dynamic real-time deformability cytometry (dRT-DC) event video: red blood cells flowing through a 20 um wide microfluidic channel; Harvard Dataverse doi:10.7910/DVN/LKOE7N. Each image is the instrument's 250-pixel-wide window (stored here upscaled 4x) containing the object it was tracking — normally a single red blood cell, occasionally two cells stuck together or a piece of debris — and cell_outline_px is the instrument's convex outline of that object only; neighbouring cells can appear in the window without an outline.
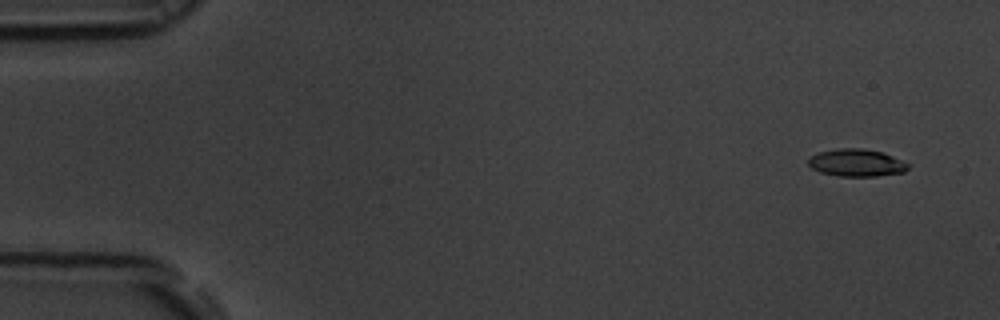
{"species": "common noctule bat (a hibernating species)", "species_latin": "Nyctalus noctula", "temperature_condition": "room temperature", "stored_images_in_passage": 48, "camera_frame_rate_fps": 3000, "um_per_image_px": 0.085, "animal": {"sex": "male", "body_mass_g": 19.5, "forearm_length_mm": 54.6}, "frame": {"image": 1, "passage_image": 4, "time_ms": 1.0, "image_size_px": [1000, 320], "cell_outline_px": [[908, 168], [904, 172], [876, 176], [840, 176], [820, 172], [812, 168], [808, 164], [808, 160], [812, 156], [820, 152], [840, 148], [860, 148], [880, 152], [892, 156], [908, 164]], "centroid_in_image_um": [72.78, 13.84], "position_along_channel_um": 12.2, "area_um2": 15.61}}
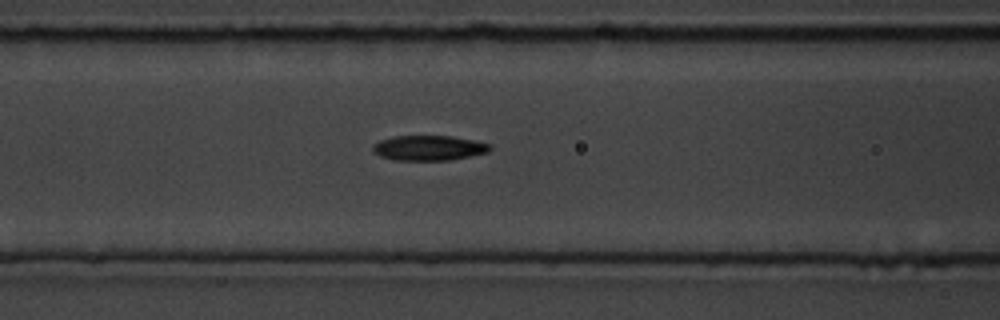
{"frame": {"image": 2, "passage_image": 23, "time_ms": 7.333, "image_size_px": [1000, 320], "cell_outline_px": [[492, 148], [488, 152], [452, 160], [392, 160], [380, 156], [372, 152], [372, 144], [380, 140], [396, 136], [452, 136], [492, 144]], "centroid_in_image_um": [36.43, 12.58], "position_along_channel_um": 130.2, "area_um2": 17.22}}
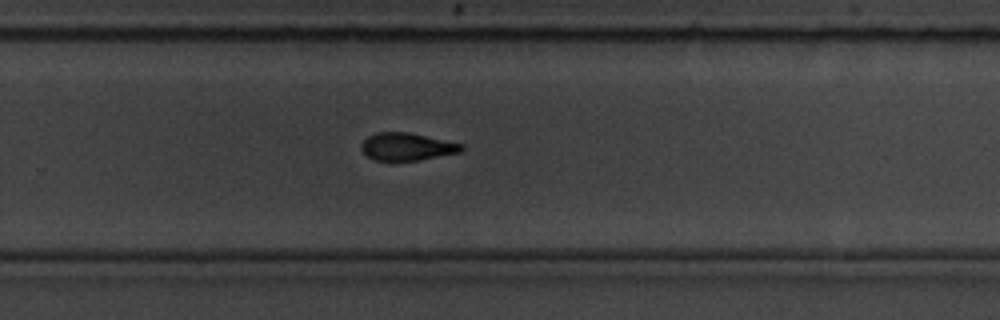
{"frame": {"image": 3, "passage_image": 36, "time_ms": 11.667, "image_size_px": [1000, 320], "cell_outline_px": [[464, 148], [460, 152], [416, 160], [392, 164], [388, 164], [376, 160], [368, 156], [360, 148], [360, 144], [368, 136], [376, 132], [408, 132], [464, 144]], "centroid_in_image_um": [34.53, 12.5], "position_along_channel_um": 295.3, "area_um2": 16.53}, "authors_computed_cell_mechanics": {"area_um2": 16.7042, "velocity_mm_per_s": 3.8206, "shape_relaxation_time_tau1_ms": 3.7565, "shape_relaxation_time_tau2_ms": 4.8147, "deformation_change_tau1": 0.1507, "deformation_change_tau2": 0.1307}}